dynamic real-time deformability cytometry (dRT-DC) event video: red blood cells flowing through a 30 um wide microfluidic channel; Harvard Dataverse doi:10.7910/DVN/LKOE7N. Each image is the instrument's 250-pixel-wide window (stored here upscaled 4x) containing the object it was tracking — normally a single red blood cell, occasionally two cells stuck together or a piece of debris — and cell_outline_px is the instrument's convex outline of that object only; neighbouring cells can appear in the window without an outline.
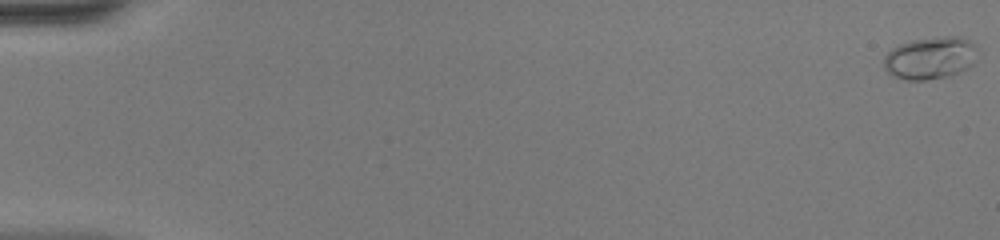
{"species": "common noctule bat (a hibernating species)", "species_latin": "Nyctalus noctula", "temperature_condition": "warm", "stored_images_in_passage": 51, "camera_frame_rate_fps": 3000, "um_per_image_px": 0.085, "animal": {"sex": "female", "body_mass_g": 20.0, "forearm_length_mm": 54.0}, "frame": {"image": 1, "passage_image": 1, "time_ms": 0.0, "image_size_px": [1000, 240], "cell_outline_px": [[976, 60], [968, 68], [948, 76], [924, 80], [908, 80], [892, 76], [884, 68], [884, 56], [892, 48], [900, 44], [912, 40], [940, 36], [964, 36], [976, 44]], "centroid_in_image_um": [79.09, 4.91], "position_along_channel_um": 5.9, "area_um2": 23.35}}
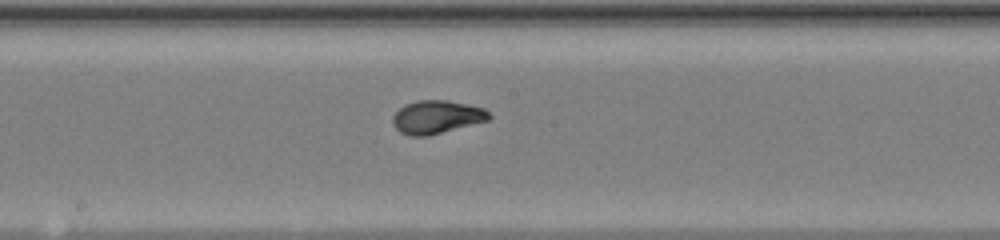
{"frame": {"image": 2, "passage_image": 29, "time_ms": 9.333, "image_size_px": [1000, 240], "cell_outline_px": [[492, 116], [488, 120], [428, 136], [408, 136], [400, 132], [392, 124], [392, 116], [404, 104], [416, 100], [448, 100], [484, 108]], "centroid_in_image_um": [37.08, 9.94], "position_along_channel_um": 211.1, "area_um2": 18.67}}
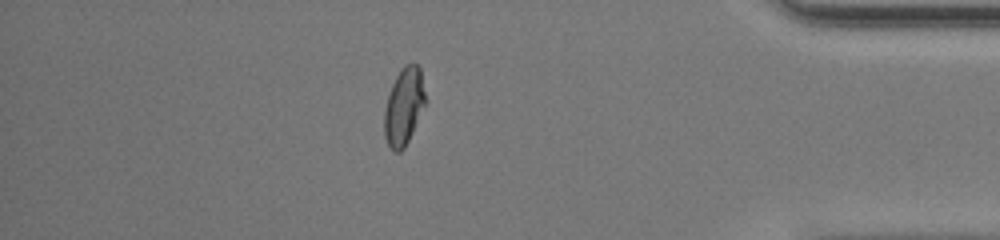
{"frame": {"image": 3, "passage_image": 45, "time_ms": 14.667, "image_size_px": [1000, 240], "cell_outline_px": [[424, 104], [412, 132], [404, 148], [400, 152], [392, 152], [384, 136], [384, 108], [392, 84], [400, 68], [404, 64], [412, 60], [420, 68], [424, 92]], "centroid_in_image_um": [34.29, 9.02], "position_along_channel_um": 400.9, "area_um2": 18.32}, "authors_computed_cell_mechanics": {"area_um2": 18.3804, "velocity_mm_per_s": 4.1683, "shape_relaxation_time_tau1_ms": 4.2896, "shape_relaxation_time_tau2_ms": null, "deformation_change_tau1": 0.2161, "deformation_change_tau2": null}}